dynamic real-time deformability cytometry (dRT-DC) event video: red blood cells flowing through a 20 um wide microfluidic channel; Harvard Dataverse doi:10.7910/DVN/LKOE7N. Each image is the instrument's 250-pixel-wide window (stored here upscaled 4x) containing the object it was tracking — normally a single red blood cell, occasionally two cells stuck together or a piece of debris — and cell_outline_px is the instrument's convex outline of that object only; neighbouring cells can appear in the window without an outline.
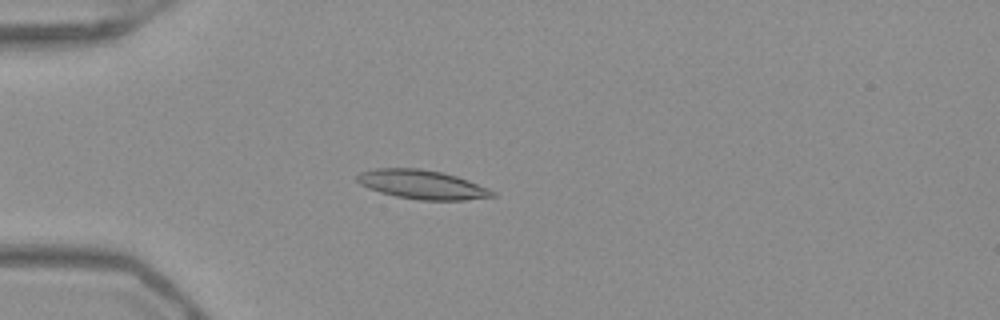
{"species": "Egyptian fruit bat (a non-hibernating species)", "species_latin": "Rousettus aegyptiacus", "temperature_condition": "warm", "stored_images_in_passage": 53, "camera_frame_rate_fps": 3000, "um_per_image_px": 0.085, "frame": {"image": 1, "passage_image": 16, "time_ms": 5.0, "image_size_px": [1000, 320], "cell_outline_px": [[496, 196], [464, 200], [420, 200], [396, 196], [380, 192], [368, 188], [360, 184], [356, 180], [356, 176], [360, 172], [376, 168], [420, 168], [440, 172], [456, 176], [468, 180], [488, 188], [496, 192]], "centroid_in_image_um": [35.87, 15.68], "position_along_channel_um": 49.1, "area_um2": 22.83}}
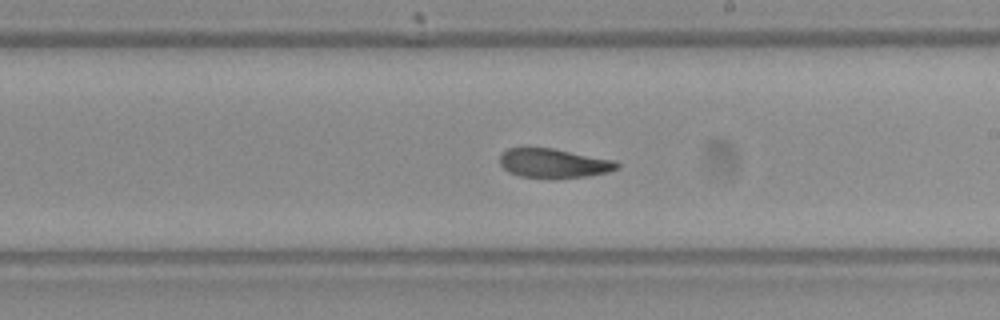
{"frame": {"image": 2, "passage_image": 32, "time_ms": 10.333, "image_size_px": [1000, 320], "cell_outline_px": [[620, 168], [608, 172], [588, 176], [556, 180], [520, 176], [508, 172], [500, 164], [500, 152], [508, 148], [552, 148], [616, 160], [620, 164]], "centroid_in_image_um": [47.09, 13.9], "position_along_channel_um": 241.9, "area_um2": 20.52}}
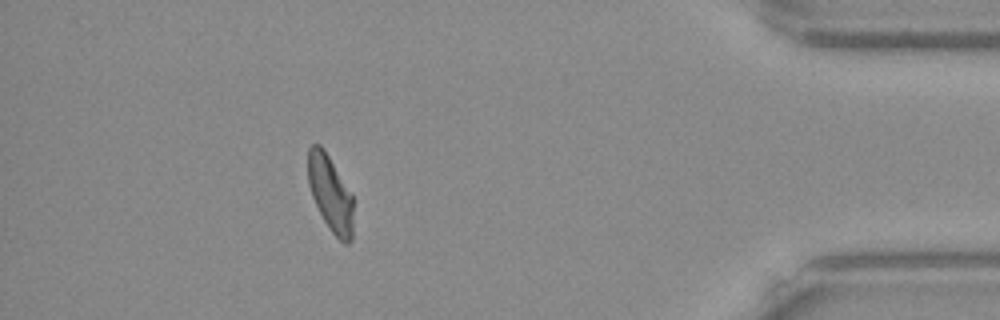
{"frame": {"image": 3, "passage_image": 48, "time_ms": 15.667, "image_size_px": [1000, 320], "cell_outline_px": [[352, 240], [348, 244], [344, 244], [332, 232], [324, 220], [312, 196], [308, 184], [308, 148], [312, 144], [320, 144], [324, 148], [352, 192]], "centroid_in_image_um": [28.08, 16.41], "position_along_channel_um": 407.1, "area_um2": 20.11}, "authors_computed_cell_mechanics": {"area_um2": 21.1548, "velocity_mm_per_s": 3.9472, "shape_relaxation_time_tau1_ms": null, "shape_relaxation_time_tau2_ms": 4.7685, "deformation_change_tau1": null, "deformation_change_tau2": 0.1129}}